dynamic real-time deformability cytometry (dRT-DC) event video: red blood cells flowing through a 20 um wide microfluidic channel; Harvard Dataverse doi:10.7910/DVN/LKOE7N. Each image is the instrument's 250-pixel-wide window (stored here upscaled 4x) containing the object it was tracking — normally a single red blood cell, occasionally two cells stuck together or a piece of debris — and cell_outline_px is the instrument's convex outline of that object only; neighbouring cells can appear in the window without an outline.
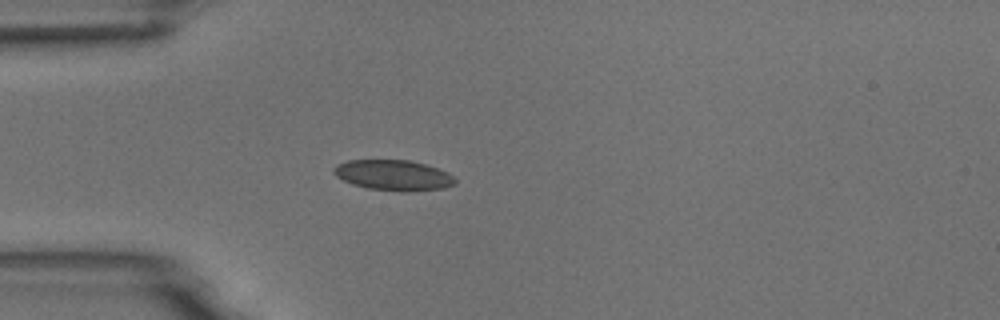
{"species": "common noctule bat (a hibernating species)", "species_latin": "Nyctalus noctula", "temperature_condition": "room temperature", "stored_images_in_passage": 3, "camera_frame_rate_fps": 3000, "um_per_image_px": 0.085, "animal": {"sex": "male", "body_mass_g": 18.8}, "frame": {"image": 1, "passage_image": 3, "time_ms": 2.333, "image_size_px": [1000, 320], "cell_outline_px": [[456, 184], [444, 188], [412, 192], [400, 192], [368, 188], [352, 184], [336, 176], [332, 172], [332, 168], [336, 164], [348, 160], [408, 160], [424, 164], [448, 172], [456, 180]], "centroid_in_image_um": [33.43, 14.9], "position_along_channel_um": 51.6, "area_um2": 21.73}}